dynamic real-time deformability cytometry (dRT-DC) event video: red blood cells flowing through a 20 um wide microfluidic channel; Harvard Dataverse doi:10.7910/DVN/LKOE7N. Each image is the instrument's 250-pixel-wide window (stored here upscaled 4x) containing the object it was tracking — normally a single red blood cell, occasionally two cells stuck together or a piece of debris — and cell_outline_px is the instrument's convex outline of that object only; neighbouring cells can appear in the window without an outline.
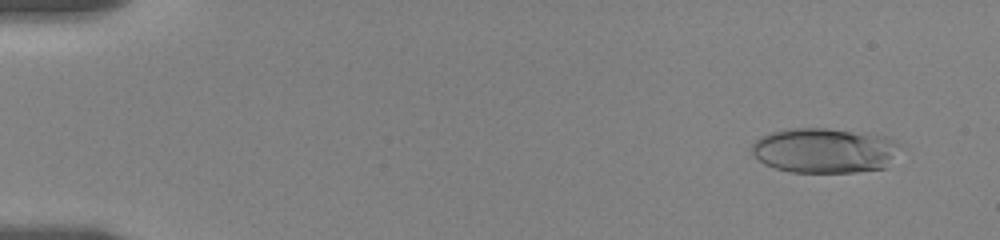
{"species": "human", "species_latin": "Homo sapiens", "temperature_condition": "room temperature", "stored_images_in_passage": 24, "camera_frame_rate_fps": 3000, "um_per_image_px": 0.085, "donor": {"sex": "female"}, "frame": {"image": 1, "passage_image": 3, "time_ms": 0.667, "image_size_px": [1000, 240], "cell_outline_px": [[900, 148], [884, 168], [856, 172], [788, 172], [764, 164], [752, 152], [752, 144], [760, 136], [772, 132], [792, 128], [828, 128], [884, 136], [896, 140], [900, 144]], "centroid_in_image_um": [70.07, 12.79], "position_along_channel_um": 14.9, "area_um2": 38.73}}
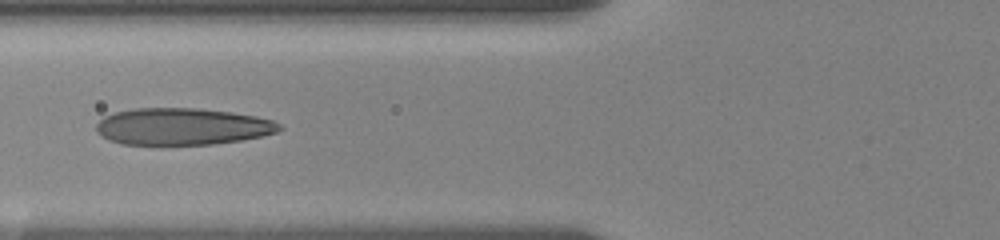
{"frame": {"image": 2, "passage_image": 17, "time_ms": 5.333, "image_size_px": [1000, 240], "cell_outline_px": [[284, 128], [276, 132], [264, 136], [240, 140], [212, 144], [160, 148], [120, 144], [108, 140], [100, 136], [96, 132], [96, 124], [104, 116], [116, 112], [136, 108], [196, 108], [232, 112], [256, 116], [272, 120], [280, 124]], "centroid_in_image_um": [15.44, 10.8], "position_along_channel_um": 110.4, "area_um2": 40.75}}
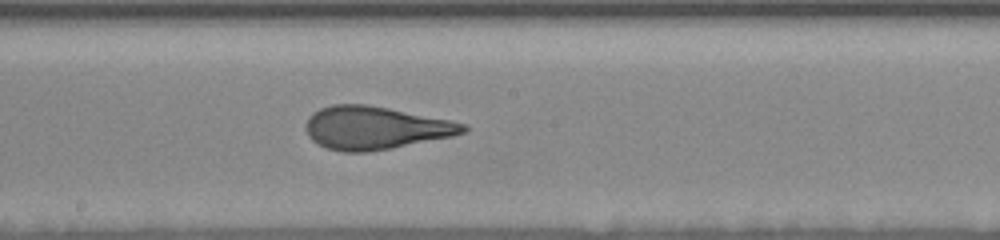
{"frame": {"image": 3, "passage_image": 24, "time_ms": 7.667, "image_size_px": [1000, 240], "cell_outline_px": [[468, 128], [464, 132], [452, 136], [392, 148], [368, 152], [344, 152], [328, 148], [312, 140], [308, 136], [304, 128], [308, 116], [312, 112], [320, 108], [332, 104], [364, 104], [388, 108], [452, 120], [468, 124]], "centroid_in_image_um": [31.88, 10.86], "position_along_channel_um": 216.3, "area_um2": 39.48}}